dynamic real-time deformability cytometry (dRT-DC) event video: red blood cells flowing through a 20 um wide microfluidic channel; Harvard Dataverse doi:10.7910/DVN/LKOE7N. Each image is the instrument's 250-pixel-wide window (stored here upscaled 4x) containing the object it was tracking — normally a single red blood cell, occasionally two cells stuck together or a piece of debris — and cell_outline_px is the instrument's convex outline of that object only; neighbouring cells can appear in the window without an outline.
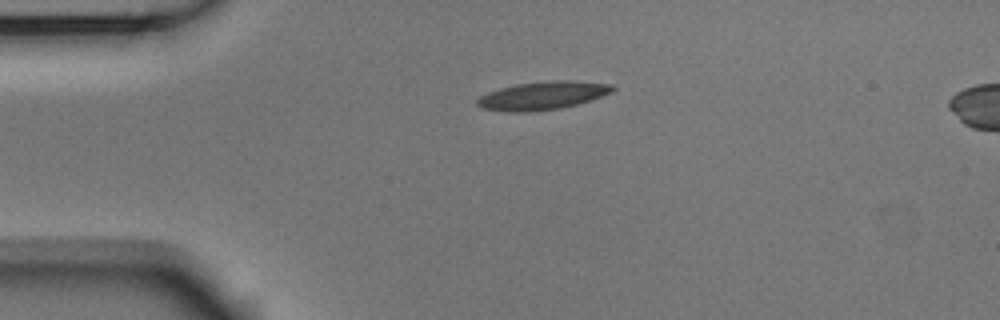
{"species": "Egyptian fruit bat (a non-hibernating species)", "species_latin": "Rousettus aegyptiacus", "temperature_condition": "room temperature", "stored_images_in_passage": 43, "camera_frame_rate_fps": 3000, "um_per_image_px": 0.085, "animal": {"sex": "male"}, "frame": {"image": 1, "passage_image": 1, "time_ms": 0.0, "image_size_px": [1000, 320], "cell_outline_px": [[616, 88], [612, 92], [576, 104], [560, 108], [528, 112], [508, 112], [480, 108], [476, 104], [476, 100], [480, 96], [488, 92], [500, 88], [516, 84], [552, 80], [576, 80], [612, 84]], "centroid_in_image_um": [46.09, 8.12], "position_along_channel_um": 38.9, "area_um2": 22.25}}
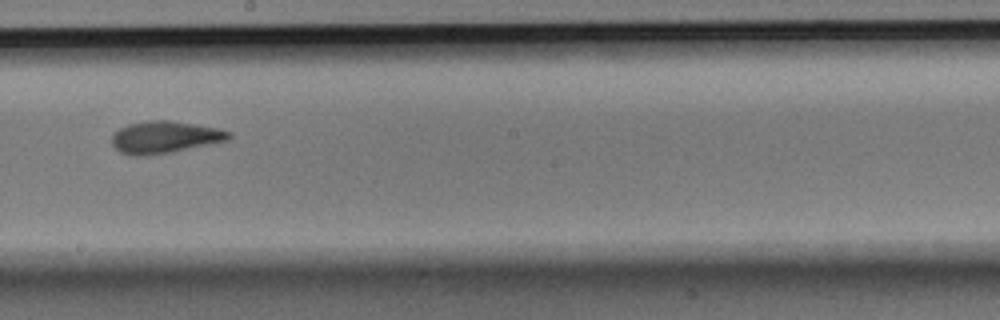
{"frame": {"image": 2, "passage_image": 19, "time_ms": 6.0, "image_size_px": [1000, 320], "cell_outline_px": [[232, 136], [228, 140], [172, 152], [148, 156], [132, 156], [120, 152], [112, 144], [112, 136], [120, 128], [128, 124], [148, 120], [168, 120], [220, 128], [232, 132]], "centroid_in_image_um": [14.02, 11.66], "position_along_channel_um": 234.2, "area_um2": 21.96}}
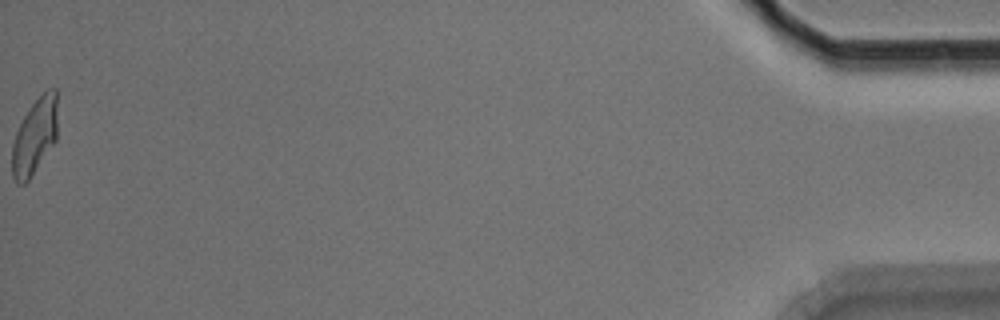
{"frame": {"image": 3, "passage_image": 43, "time_ms": 14.0, "image_size_px": [1000, 320], "cell_outline_px": [[56, 140], [28, 180], [24, 184], [16, 184], [12, 176], [12, 144], [16, 132], [24, 116], [32, 104], [48, 88], [56, 88]], "centroid_in_image_um": [2.93, 11.61], "position_along_channel_um": 432.3, "area_um2": 19.77}, "authors_computed_cell_mechanics": {"area_um2": 21.1548, "velocity_mm_per_s": 3.7343, "shape_relaxation_time_tau1_ms": 5.564, "shape_relaxation_time_tau2_ms": 2.4478, "deformation_change_tau1": 0.1969, "deformation_change_tau2": 0.1092}}